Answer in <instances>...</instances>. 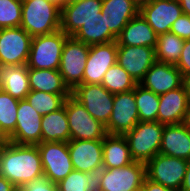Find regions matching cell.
Returning a JSON list of instances; mask_svg holds the SVG:
<instances>
[{
    "mask_svg": "<svg viewBox=\"0 0 190 191\" xmlns=\"http://www.w3.org/2000/svg\"><path fill=\"white\" fill-rule=\"evenodd\" d=\"M0 176L16 187L44 176L38 146L6 140L0 148Z\"/></svg>",
    "mask_w": 190,
    "mask_h": 191,
    "instance_id": "obj_1",
    "label": "cell"
},
{
    "mask_svg": "<svg viewBox=\"0 0 190 191\" xmlns=\"http://www.w3.org/2000/svg\"><path fill=\"white\" fill-rule=\"evenodd\" d=\"M61 8L47 0H22L21 25L31 37L60 30Z\"/></svg>",
    "mask_w": 190,
    "mask_h": 191,
    "instance_id": "obj_2",
    "label": "cell"
},
{
    "mask_svg": "<svg viewBox=\"0 0 190 191\" xmlns=\"http://www.w3.org/2000/svg\"><path fill=\"white\" fill-rule=\"evenodd\" d=\"M164 124L157 121L138 122L123 136L126 138L134 161L147 163L161 147Z\"/></svg>",
    "mask_w": 190,
    "mask_h": 191,
    "instance_id": "obj_3",
    "label": "cell"
},
{
    "mask_svg": "<svg viewBox=\"0 0 190 191\" xmlns=\"http://www.w3.org/2000/svg\"><path fill=\"white\" fill-rule=\"evenodd\" d=\"M68 38L61 29L51 34L34 36L27 68L59 70L63 46Z\"/></svg>",
    "mask_w": 190,
    "mask_h": 191,
    "instance_id": "obj_4",
    "label": "cell"
},
{
    "mask_svg": "<svg viewBox=\"0 0 190 191\" xmlns=\"http://www.w3.org/2000/svg\"><path fill=\"white\" fill-rule=\"evenodd\" d=\"M146 178V164L134 161L120 168H102L96 174V191H131Z\"/></svg>",
    "mask_w": 190,
    "mask_h": 191,
    "instance_id": "obj_5",
    "label": "cell"
},
{
    "mask_svg": "<svg viewBox=\"0 0 190 191\" xmlns=\"http://www.w3.org/2000/svg\"><path fill=\"white\" fill-rule=\"evenodd\" d=\"M65 109L70 140H99L107 135L106 127L94 119L85 107L72 96L66 98Z\"/></svg>",
    "mask_w": 190,
    "mask_h": 191,
    "instance_id": "obj_6",
    "label": "cell"
},
{
    "mask_svg": "<svg viewBox=\"0 0 190 191\" xmlns=\"http://www.w3.org/2000/svg\"><path fill=\"white\" fill-rule=\"evenodd\" d=\"M114 95L101 84H80L71 91V96L104 126L111 117Z\"/></svg>",
    "mask_w": 190,
    "mask_h": 191,
    "instance_id": "obj_7",
    "label": "cell"
},
{
    "mask_svg": "<svg viewBox=\"0 0 190 191\" xmlns=\"http://www.w3.org/2000/svg\"><path fill=\"white\" fill-rule=\"evenodd\" d=\"M188 160L158 153L146 163V178L165 187L181 190Z\"/></svg>",
    "mask_w": 190,
    "mask_h": 191,
    "instance_id": "obj_8",
    "label": "cell"
},
{
    "mask_svg": "<svg viewBox=\"0 0 190 191\" xmlns=\"http://www.w3.org/2000/svg\"><path fill=\"white\" fill-rule=\"evenodd\" d=\"M90 46L69 37L63 46L59 73L72 91L82 84Z\"/></svg>",
    "mask_w": 190,
    "mask_h": 191,
    "instance_id": "obj_9",
    "label": "cell"
},
{
    "mask_svg": "<svg viewBox=\"0 0 190 191\" xmlns=\"http://www.w3.org/2000/svg\"><path fill=\"white\" fill-rule=\"evenodd\" d=\"M44 176L58 183L74 170L68 142H41L37 144Z\"/></svg>",
    "mask_w": 190,
    "mask_h": 191,
    "instance_id": "obj_10",
    "label": "cell"
},
{
    "mask_svg": "<svg viewBox=\"0 0 190 191\" xmlns=\"http://www.w3.org/2000/svg\"><path fill=\"white\" fill-rule=\"evenodd\" d=\"M33 37L23 28L0 29L1 65H26Z\"/></svg>",
    "mask_w": 190,
    "mask_h": 191,
    "instance_id": "obj_11",
    "label": "cell"
},
{
    "mask_svg": "<svg viewBox=\"0 0 190 191\" xmlns=\"http://www.w3.org/2000/svg\"><path fill=\"white\" fill-rule=\"evenodd\" d=\"M139 14L157 35L170 32L172 24L183 15L178 0H148L140 3Z\"/></svg>",
    "mask_w": 190,
    "mask_h": 191,
    "instance_id": "obj_12",
    "label": "cell"
},
{
    "mask_svg": "<svg viewBox=\"0 0 190 191\" xmlns=\"http://www.w3.org/2000/svg\"><path fill=\"white\" fill-rule=\"evenodd\" d=\"M139 122L134 89L114 95L113 109L105 126L109 135H124Z\"/></svg>",
    "mask_w": 190,
    "mask_h": 191,
    "instance_id": "obj_13",
    "label": "cell"
},
{
    "mask_svg": "<svg viewBox=\"0 0 190 191\" xmlns=\"http://www.w3.org/2000/svg\"><path fill=\"white\" fill-rule=\"evenodd\" d=\"M117 41L91 45L82 84H101L105 73L117 63Z\"/></svg>",
    "mask_w": 190,
    "mask_h": 191,
    "instance_id": "obj_14",
    "label": "cell"
},
{
    "mask_svg": "<svg viewBox=\"0 0 190 191\" xmlns=\"http://www.w3.org/2000/svg\"><path fill=\"white\" fill-rule=\"evenodd\" d=\"M68 148L74 170L96 175L103 168V139L70 140Z\"/></svg>",
    "mask_w": 190,
    "mask_h": 191,
    "instance_id": "obj_15",
    "label": "cell"
},
{
    "mask_svg": "<svg viewBox=\"0 0 190 191\" xmlns=\"http://www.w3.org/2000/svg\"><path fill=\"white\" fill-rule=\"evenodd\" d=\"M102 0H79L61 8L60 29L72 37L87 22L102 16Z\"/></svg>",
    "mask_w": 190,
    "mask_h": 191,
    "instance_id": "obj_16",
    "label": "cell"
},
{
    "mask_svg": "<svg viewBox=\"0 0 190 191\" xmlns=\"http://www.w3.org/2000/svg\"><path fill=\"white\" fill-rule=\"evenodd\" d=\"M41 120L42 116L26 99L19 100L16 127L7 141L27 145L41 143Z\"/></svg>",
    "mask_w": 190,
    "mask_h": 191,
    "instance_id": "obj_17",
    "label": "cell"
},
{
    "mask_svg": "<svg viewBox=\"0 0 190 191\" xmlns=\"http://www.w3.org/2000/svg\"><path fill=\"white\" fill-rule=\"evenodd\" d=\"M156 62L155 48L148 46L118 45L117 64H119L139 84L145 73Z\"/></svg>",
    "mask_w": 190,
    "mask_h": 191,
    "instance_id": "obj_18",
    "label": "cell"
},
{
    "mask_svg": "<svg viewBox=\"0 0 190 191\" xmlns=\"http://www.w3.org/2000/svg\"><path fill=\"white\" fill-rule=\"evenodd\" d=\"M139 84L161 95L181 87L184 84V78L176 65L156 61Z\"/></svg>",
    "mask_w": 190,
    "mask_h": 191,
    "instance_id": "obj_19",
    "label": "cell"
},
{
    "mask_svg": "<svg viewBox=\"0 0 190 191\" xmlns=\"http://www.w3.org/2000/svg\"><path fill=\"white\" fill-rule=\"evenodd\" d=\"M157 122L164 125L184 123L189 109L185 84L177 89L159 95Z\"/></svg>",
    "mask_w": 190,
    "mask_h": 191,
    "instance_id": "obj_20",
    "label": "cell"
},
{
    "mask_svg": "<svg viewBox=\"0 0 190 191\" xmlns=\"http://www.w3.org/2000/svg\"><path fill=\"white\" fill-rule=\"evenodd\" d=\"M140 4L136 0H102V17L106 26L117 38L127 23L137 16Z\"/></svg>",
    "mask_w": 190,
    "mask_h": 191,
    "instance_id": "obj_21",
    "label": "cell"
},
{
    "mask_svg": "<svg viewBox=\"0 0 190 191\" xmlns=\"http://www.w3.org/2000/svg\"><path fill=\"white\" fill-rule=\"evenodd\" d=\"M159 153L190 160V131L184 123L164 125Z\"/></svg>",
    "mask_w": 190,
    "mask_h": 191,
    "instance_id": "obj_22",
    "label": "cell"
},
{
    "mask_svg": "<svg viewBox=\"0 0 190 191\" xmlns=\"http://www.w3.org/2000/svg\"><path fill=\"white\" fill-rule=\"evenodd\" d=\"M158 35L147 21L138 14L132 18L117 37V45L148 46L156 48Z\"/></svg>",
    "mask_w": 190,
    "mask_h": 191,
    "instance_id": "obj_23",
    "label": "cell"
},
{
    "mask_svg": "<svg viewBox=\"0 0 190 191\" xmlns=\"http://www.w3.org/2000/svg\"><path fill=\"white\" fill-rule=\"evenodd\" d=\"M0 89L19 100L30 92L27 65H1Z\"/></svg>",
    "mask_w": 190,
    "mask_h": 191,
    "instance_id": "obj_24",
    "label": "cell"
},
{
    "mask_svg": "<svg viewBox=\"0 0 190 191\" xmlns=\"http://www.w3.org/2000/svg\"><path fill=\"white\" fill-rule=\"evenodd\" d=\"M70 129L64 105L56 111L42 116L41 142H69Z\"/></svg>",
    "mask_w": 190,
    "mask_h": 191,
    "instance_id": "obj_25",
    "label": "cell"
},
{
    "mask_svg": "<svg viewBox=\"0 0 190 191\" xmlns=\"http://www.w3.org/2000/svg\"><path fill=\"white\" fill-rule=\"evenodd\" d=\"M134 162L123 135L107 134L103 139V168H120Z\"/></svg>",
    "mask_w": 190,
    "mask_h": 191,
    "instance_id": "obj_26",
    "label": "cell"
},
{
    "mask_svg": "<svg viewBox=\"0 0 190 191\" xmlns=\"http://www.w3.org/2000/svg\"><path fill=\"white\" fill-rule=\"evenodd\" d=\"M30 90L52 94H71L59 70L28 69Z\"/></svg>",
    "mask_w": 190,
    "mask_h": 191,
    "instance_id": "obj_27",
    "label": "cell"
},
{
    "mask_svg": "<svg viewBox=\"0 0 190 191\" xmlns=\"http://www.w3.org/2000/svg\"><path fill=\"white\" fill-rule=\"evenodd\" d=\"M72 37L89 46L117 41V38L106 26L105 18L102 16L87 21Z\"/></svg>",
    "mask_w": 190,
    "mask_h": 191,
    "instance_id": "obj_28",
    "label": "cell"
},
{
    "mask_svg": "<svg viewBox=\"0 0 190 191\" xmlns=\"http://www.w3.org/2000/svg\"><path fill=\"white\" fill-rule=\"evenodd\" d=\"M184 41V39L171 32L159 34L155 48L156 61L176 65L179 61Z\"/></svg>",
    "mask_w": 190,
    "mask_h": 191,
    "instance_id": "obj_29",
    "label": "cell"
},
{
    "mask_svg": "<svg viewBox=\"0 0 190 191\" xmlns=\"http://www.w3.org/2000/svg\"><path fill=\"white\" fill-rule=\"evenodd\" d=\"M135 101L140 122L157 121L159 110V95L137 84L134 88Z\"/></svg>",
    "mask_w": 190,
    "mask_h": 191,
    "instance_id": "obj_30",
    "label": "cell"
},
{
    "mask_svg": "<svg viewBox=\"0 0 190 191\" xmlns=\"http://www.w3.org/2000/svg\"><path fill=\"white\" fill-rule=\"evenodd\" d=\"M19 99L10 96L0 89V134L7 140L17 123Z\"/></svg>",
    "mask_w": 190,
    "mask_h": 191,
    "instance_id": "obj_31",
    "label": "cell"
},
{
    "mask_svg": "<svg viewBox=\"0 0 190 191\" xmlns=\"http://www.w3.org/2000/svg\"><path fill=\"white\" fill-rule=\"evenodd\" d=\"M70 96L71 94H52L30 90L25 99L38 112V114L43 116L61 108L64 105L66 98Z\"/></svg>",
    "mask_w": 190,
    "mask_h": 191,
    "instance_id": "obj_32",
    "label": "cell"
},
{
    "mask_svg": "<svg viewBox=\"0 0 190 191\" xmlns=\"http://www.w3.org/2000/svg\"><path fill=\"white\" fill-rule=\"evenodd\" d=\"M101 85L109 92L116 94L133 90L137 83L119 64L116 63L105 73Z\"/></svg>",
    "mask_w": 190,
    "mask_h": 191,
    "instance_id": "obj_33",
    "label": "cell"
},
{
    "mask_svg": "<svg viewBox=\"0 0 190 191\" xmlns=\"http://www.w3.org/2000/svg\"><path fill=\"white\" fill-rule=\"evenodd\" d=\"M57 187L58 191H96V175L72 170Z\"/></svg>",
    "mask_w": 190,
    "mask_h": 191,
    "instance_id": "obj_34",
    "label": "cell"
},
{
    "mask_svg": "<svg viewBox=\"0 0 190 191\" xmlns=\"http://www.w3.org/2000/svg\"><path fill=\"white\" fill-rule=\"evenodd\" d=\"M22 17V0H0V29L19 27Z\"/></svg>",
    "mask_w": 190,
    "mask_h": 191,
    "instance_id": "obj_35",
    "label": "cell"
},
{
    "mask_svg": "<svg viewBox=\"0 0 190 191\" xmlns=\"http://www.w3.org/2000/svg\"><path fill=\"white\" fill-rule=\"evenodd\" d=\"M16 191H58V187L56 183H53L47 177L42 176L25 185L17 187Z\"/></svg>",
    "mask_w": 190,
    "mask_h": 191,
    "instance_id": "obj_36",
    "label": "cell"
},
{
    "mask_svg": "<svg viewBox=\"0 0 190 191\" xmlns=\"http://www.w3.org/2000/svg\"><path fill=\"white\" fill-rule=\"evenodd\" d=\"M170 32L181 39H190V16L183 14L171 26Z\"/></svg>",
    "mask_w": 190,
    "mask_h": 191,
    "instance_id": "obj_37",
    "label": "cell"
},
{
    "mask_svg": "<svg viewBox=\"0 0 190 191\" xmlns=\"http://www.w3.org/2000/svg\"><path fill=\"white\" fill-rule=\"evenodd\" d=\"M184 79L190 77V39L184 41V46L176 64Z\"/></svg>",
    "mask_w": 190,
    "mask_h": 191,
    "instance_id": "obj_38",
    "label": "cell"
},
{
    "mask_svg": "<svg viewBox=\"0 0 190 191\" xmlns=\"http://www.w3.org/2000/svg\"><path fill=\"white\" fill-rule=\"evenodd\" d=\"M145 191H177L172 188L165 187L161 184L150 181L145 178Z\"/></svg>",
    "mask_w": 190,
    "mask_h": 191,
    "instance_id": "obj_39",
    "label": "cell"
},
{
    "mask_svg": "<svg viewBox=\"0 0 190 191\" xmlns=\"http://www.w3.org/2000/svg\"><path fill=\"white\" fill-rule=\"evenodd\" d=\"M180 191H190V160L188 161L185 177L183 179Z\"/></svg>",
    "mask_w": 190,
    "mask_h": 191,
    "instance_id": "obj_40",
    "label": "cell"
},
{
    "mask_svg": "<svg viewBox=\"0 0 190 191\" xmlns=\"http://www.w3.org/2000/svg\"><path fill=\"white\" fill-rule=\"evenodd\" d=\"M17 187L14 186L6 178L0 176V191H16Z\"/></svg>",
    "mask_w": 190,
    "mask_h": 191,
    "instance_id": "obj_41",
    "label": "cell"
},
{
    "mask_svg": "<svg viewBox=\"0 0 190 191\" xmlns=\"http://www.w3.org/2000/svg\"><path fill=\"white\" fill-rule=\"evenodd\" d=\"M181 5L183 14L190 16V0H178Z\"/></svg>",
    "mask_w": 190,
    "mask_h": 191,
    "instance_id": "obj_42",
    "label": "cell"
},
{
    "mask_svg": "<svg viewBox=\"0 0 190 191\" xmlns=\"http://www.w3.org/2000/svg\"><path fill=\"white\" fill-rule=\"evenodd\" d=\"M184 84H185L186 89H187L188 103L190 106V77L184 79Z\"/></svg>",
    "mask_w": 190,
    "mask_h": 191,
    "instance_id": "obj_43",
    "label": "cell"
},
{
    "mask_svg": "<svg viewBox=\"0 0 190 191\" xmlns=\"http://www.w3.org/2000/svg\"><path fill=\"white\" fill-rule=\"evenodd\" d=\"M184 124L187 127V129L190 131V106H189L188 112L186 114Z\"/></svg>",
    "mask_w": 190,
    "mask_h": 191,
    "instance_id": "obj_44",
    "label": "cell"
},
{
    "mask_svg": "<svg viewBox=\"0 0 190 191\" xmlns=\"http://www.w3.org/2000/svg\"><path fill=\"white\" fill-rule=\"evenodd\" d=\"M77 1H79V0H61V8L68 5V4L77 2Z\"/></svg>",
    "mask_w": 190,
    "mask_h": 191,
    "instance_id": "obj_45",
    "label": "cell"
},
{
    "mask_svg": "<svg viewBox=\"0 0 190 191\" xmlns=\"http://www.w3.org/2000/svg\"><path fill=\"white\" fill-rule=\"evenodd\" d=\"M131 191H145V179H144V182L141 186H139L135 189H132Z\"/></svg>",
    "mask_w": 190,
    "mask_h": 191,
    "instance_id": "obj_46",
    "label": "cell"
},
{
    "mask_svg": "<svg viewBox=\"0 0 190 191\" xmlns=\"http://www.w3.org/2000/svg\"><path fill=\"white\" fill-rule=\"evenodd\" d=\"M47 1H50L61 8V0H47Z\"/></svg>",
    "mask_w": 190,
    "mask_h": 191,
    "instance_id": "obj_47",
    "label": "cell"
},
{
    "mask_svg": "<svg viewBox=\"0 0 190 191\" xmlns=\"http://www.w3.org/2000/svg\"><path fill=\"white\" fill-rule=\"evenodd\" d=\"M5 141L6 139L0 134V148Z\"/></svg>",
    "mask_w": 190,
    "mask_h": 191,
    "instance_id": "obj_48",
    "label": "cell"
},
{
    "mask_svg": "<svg viewBox=\"0 0 190 191\" xmlns=\"http://www.w3.org/2000/svg\"><path fill=\"white\" fill-rule=\"evenodd\" d=\"M139 4L148 0H136Z\"/></svg>",
    "mask_w": 190,
    "mask_h": 191,
    "instance_id": "obj_49",
    "label": "cell"
}]
</instances>
